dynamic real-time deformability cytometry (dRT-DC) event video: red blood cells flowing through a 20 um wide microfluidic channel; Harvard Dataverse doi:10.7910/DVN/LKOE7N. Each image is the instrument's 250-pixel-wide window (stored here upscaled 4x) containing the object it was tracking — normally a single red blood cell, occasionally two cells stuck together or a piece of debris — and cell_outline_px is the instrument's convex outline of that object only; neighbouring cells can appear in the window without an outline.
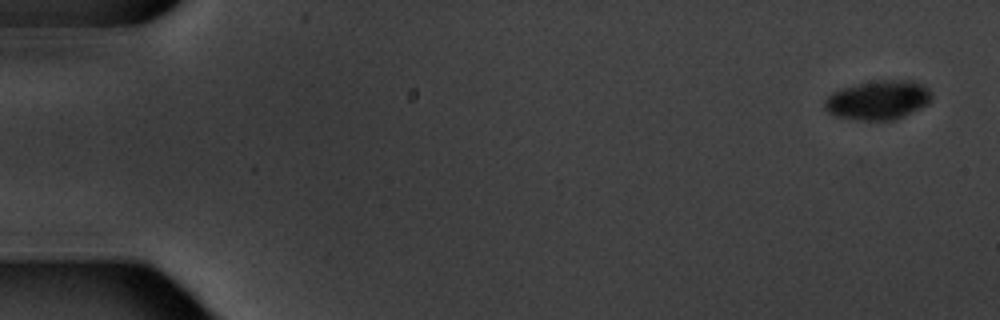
{"species": "common noctule bat (a hibernating species)", "species_latin": "Nyctalus noctula", "temperature_condition": "warm", "stored_images_in_passage": 6, "camera_frame_rate_fps": 3000, "um_per_image_px": 0.085, "animal": {"sex": "male", "body_mass_g": 20.1, "forearm_length_mm": 53.5}, "frame": {"image": 1, "passage_image": 1, "time_ms": 0.0, "image_size_px": [1000, 320], "cell_outline_px": [[932, 100], [928, 104], [904, 116], [892, 120], [860, 120], [832, 116], [824, 108], [824, 100], [832, 92], [840, 88], [856, 84], [880, 80], [912, 80], [928, 88], [932, 92]], "centroid_in_image_um": [74.63, 8.5], "position_along_channel_um": 10.4, "area_um2": 24.62}}